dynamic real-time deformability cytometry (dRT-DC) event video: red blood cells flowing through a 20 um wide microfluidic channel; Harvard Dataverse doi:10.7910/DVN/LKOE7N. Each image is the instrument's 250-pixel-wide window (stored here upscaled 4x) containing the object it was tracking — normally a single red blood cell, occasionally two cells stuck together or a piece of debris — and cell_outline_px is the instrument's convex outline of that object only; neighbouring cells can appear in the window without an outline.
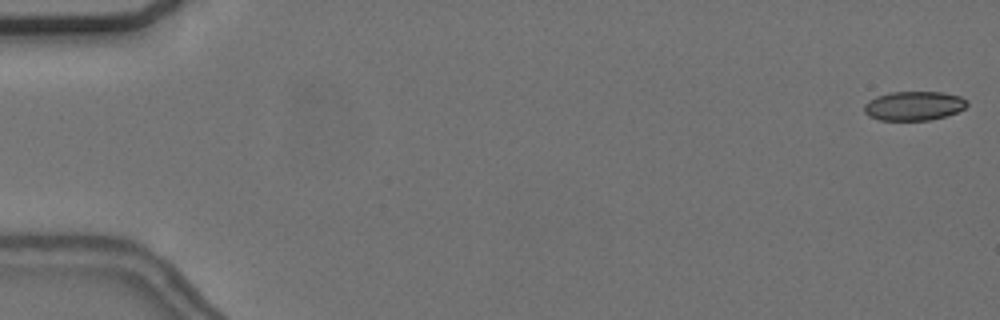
{"species": "common noctule bat (a hibernating species)", "species_latin": "Nyctalus noctula", "temperature_condition": "cold", "stored_images_in_passage": 56, "camera_frame_rate_fps": 3000, "um_per_image_px": 0.085, "animal": {"sex": "female", "body_mass_g": 24.6, "forearm_length_mm": 56.2}, "frame": {"image": 1, "passage_image": 1, "time_ms": 0.0, "image_size_px": [1000, 320], "cell_outline_px": [[968, 104], [964, 108], [956, 112], [944, 116], [928, 120], [880, 120], [868, 116], [864, 112], [864, 104], [868, 100], [876, 96], [888, 92], [944, 92], [960, 96], [968, 100]], "centroid_in_image_um": [77.65, 8.98], "position_along_channel_um": 7.3, "area_um2": 17.57}}
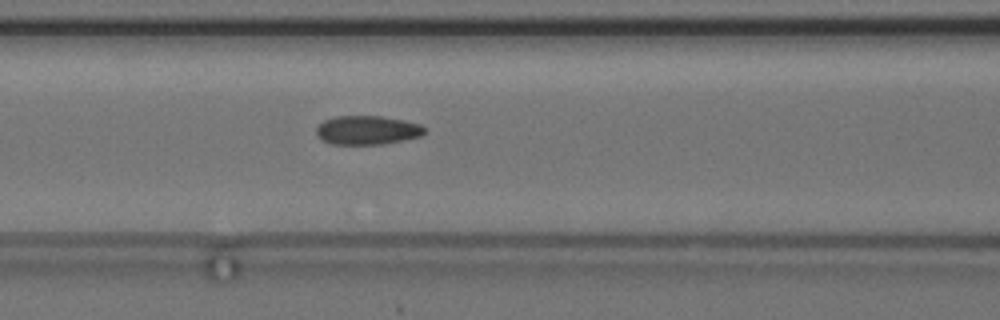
{"frame": {"image": 2, "passage_image": 24, "time_ms": 7.667, "image_size_px": [1000, 320], "cell_outline_px": [[424, 132], [420, 136], [384, 144], [332, 144], [320, 140], [316, 136], [316, 128], [324, 120], [336, 116], [384, 116], [404, 120], [420, 124], [424, 128]], "centroid_in_image_um": [31.17, 11.06], "position_along_channel_um": 135.4, "area_um2": 18.26}}
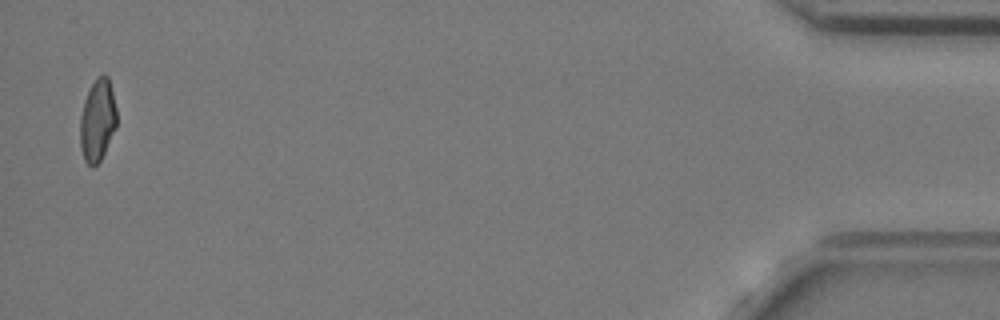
{"frame": {"image": 3, "passage_image": 55, "time_ms": 18.0, "image_size_px": [1000, 320], "cell_outline_px": [[116, 128], [100, 160], [92, 168], [84, 160], [80, 148], [80, 116], [84, 100], [92, 84], [104, 72], [108, 76], [116, 108]], "centroid_in_image_um": [8.28, 10.24], "position_along_channel_um": 426.9, "area_um2": 17.4}, "authors_computed_cell_mechanics": {"area_um2": 18.2937, "velocity_mm_per_s": 3.6909, "shape_relaxation_time_tau1_ms": null, "shape_relaxation_time_tau2_ms": 1.7682, "deformation_change_tau1": null, "deformation_change_tau2": 0.058}}